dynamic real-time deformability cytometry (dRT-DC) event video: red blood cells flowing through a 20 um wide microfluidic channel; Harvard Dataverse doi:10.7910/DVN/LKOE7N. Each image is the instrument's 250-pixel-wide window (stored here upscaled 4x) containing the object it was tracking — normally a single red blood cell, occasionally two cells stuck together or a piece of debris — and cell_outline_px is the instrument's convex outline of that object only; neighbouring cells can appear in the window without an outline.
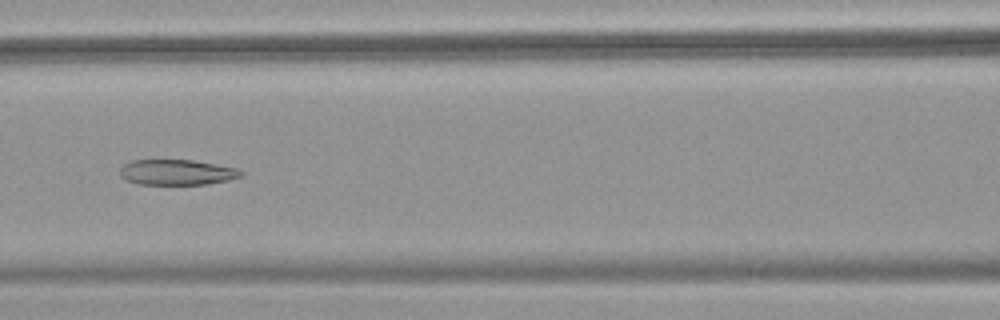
{"species": "common noctule bat (a hibernating species)", "species_latin": "Nyctalus noctula", "temperature_condition": "warm", "stored_images_in_passage": 54, "camera_frame_rate_fps": 3000, "um_per_image_px": 0.085, "animal": {"sex": "female", "body_mass_g": 18.4}, "frame": {"image": 1, "passage_image": 25, "time_ms": 8.0, "image_size_px": [1000, 320], "cell_outline_px": [[244, 176], [228, 180], [208, 184], [140, 184], [128, 180], [120, 176], [120, 168], [124, 164], [132, 160], [192, 160], [240, 168], [244, 172]], "centroid_in_image_um": [15.1, 14.64], "position_along_channel_um": 151.5, "area_um2": 18.03}}
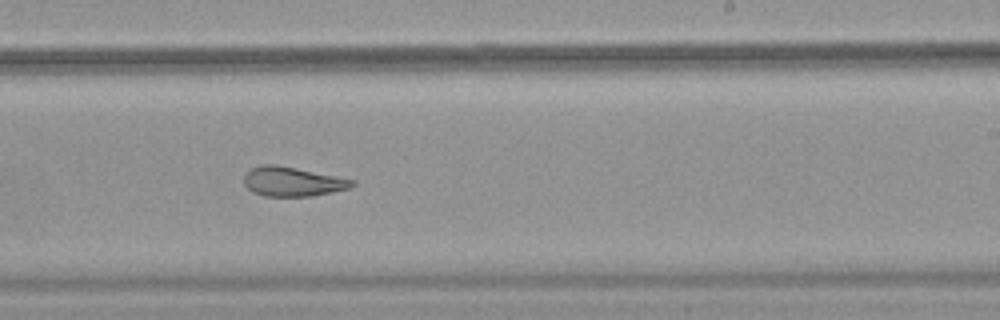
{"frame": {"image": 2, "passage_image": 34, "time_ms": 11.0, "image_size_px": [1000, 320], "cell_outline_px": [[356, 184], [348, 188], [332, 192], [312, 196], [264, 196], [252, 192], [244, 184], [244, 172], [260, 164], [276, 164], [356, 180]], "centroid_in_image_um": [24.83, 15.43], "position_along_channel_um": 264.2, "area_um2": 18.61}}
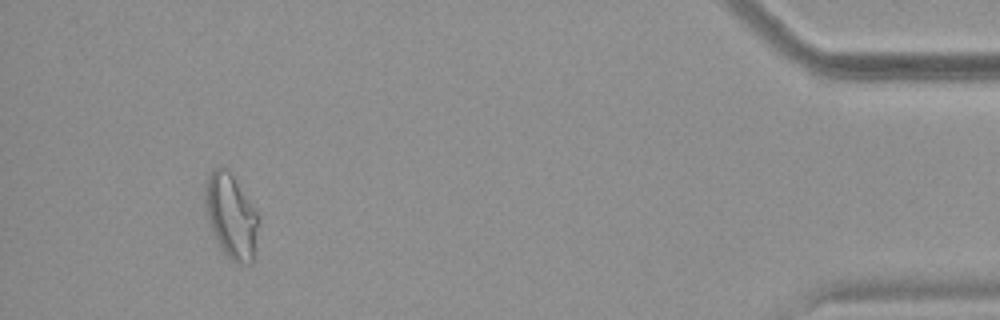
{"frame": {"image": 3, "passage_image": 51, "time_ms": 16.667, "image_size_px": [1000, 320], "cell_outline_px": [[260, 224], [252, 264], [236, 264], [224, 252], [216, 240], [208, 220], [204, 204], [204, 188], [208, 176], [212, 168], [228, 168], [260, 216]], "centroid_in_image_um": [19.66, 18.37], "position_along_channel_um": 415.5, "area_um2": 26.59}, "authors_computed_cell_mechanics": {"area_um2": 23.6402, "velocity_mm_per_s": 3.7661, "shape_relaxation_time_tau1_ms": null, "shape_relaxation_time_tau2_ms": 3.4179, "deformation_change_tau1": null, "deformation_change_tau2": 0.1095}}